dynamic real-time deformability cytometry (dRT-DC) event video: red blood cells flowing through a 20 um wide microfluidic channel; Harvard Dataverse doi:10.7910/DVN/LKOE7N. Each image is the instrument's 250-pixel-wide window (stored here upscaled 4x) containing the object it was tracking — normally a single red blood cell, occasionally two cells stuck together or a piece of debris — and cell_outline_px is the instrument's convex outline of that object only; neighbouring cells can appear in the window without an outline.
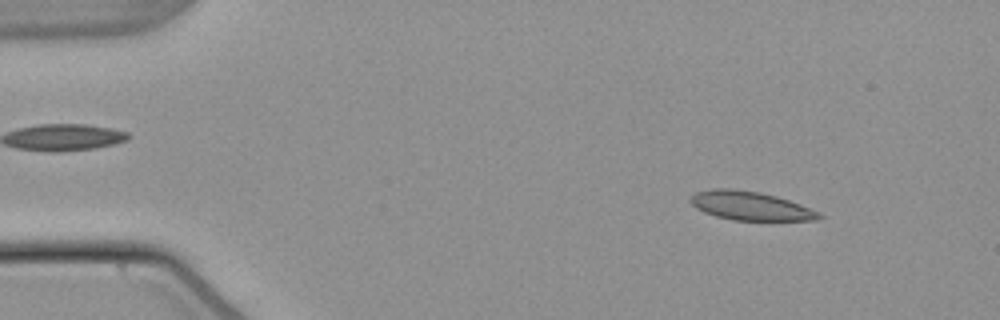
{"species": "common noctule bat (a hibernating species)", "species_latin": "Nyctalus noctula", "temperature_condition": "warm", "stored_images_in_passage": 53, "camera_frame_rate_fps": 3000, "um_per_image_px": 0.085, "animal": {"sex": "male", "body_mass_g": 21.5, "forearm_length_mm": 52.0}, "frame": {"image": 1, "passage_image": 6, "time_ms": 1.667, "image_size_px": [1000, 320], "cell_outline_px": [[824, 216], [820, 220], [732, 220], [716, 216], [704, 212], [696, 208], [688, 200], [696, 192], [712, 188], [736, 188], [760, 192], [776, 196], [800, 204], [820, 212]], "centroid_in_image_um": [63.78, 17.49], "position_along_channel_um": 21.2, "area_um2": 21.68}}
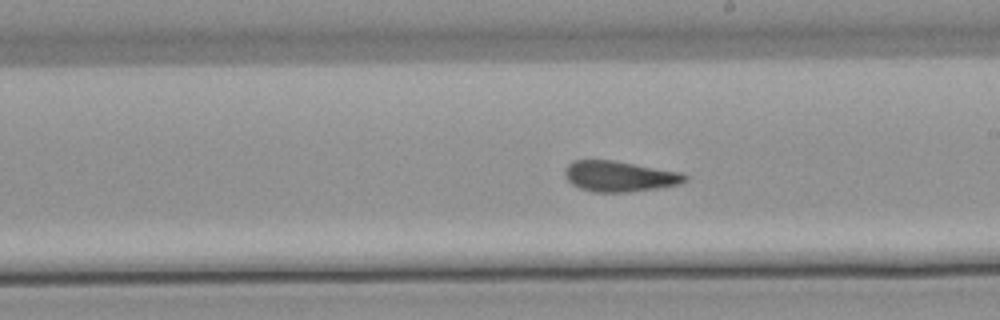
{"frame": {"image": 2, "passage_image": 30, "time_ms": 9.667, "image_size_px": [1000, 320], "cell_outline_px": [[688, 180], [680, 184], [656, 188], [628, 192], [592, 192], [580, 188], [572, 184], [564, 176], [564, 172], [568, 164], [572, 160], [612, 160], [684, 172], [688, 176]], "centroid_in_image_um": [52.68, 14.98], "position_along_channel_um": 236.3, "area_um2": 21.62}}
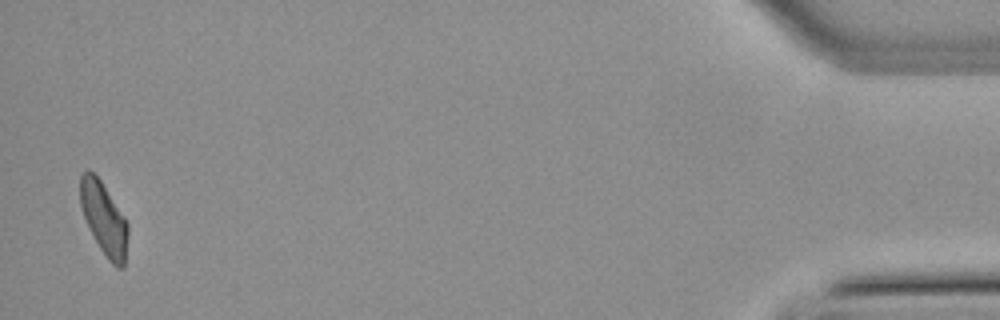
{"frame": {"image": 3, "passage_image": 52, "time_ms": 17.0, "image_size_px": [1000, 320], "cell_outline_px": [[128, 232], [124, 268], [116, 268], [108, 260], [100, 248], [84, 216], [80, 204], [80, 176], [88, 168], [100, 180], [124, 216], [128, 224]], "centroid_in_image_um": [8.84, 18.59], "position_along_channel_um": 426.4, "area_um2": 19.83}, "authors_computed_cell_mechanics": {"area_um2": 21.5016, "velocity_mm_per_s": 3.8153, "shape_relaxation_time_tau1_ms": null, "shape_relaxation_time_tau2_ms": 2.3386, "deformation_change_tau1": null, "deformation_change_tau2": 0.0852}}